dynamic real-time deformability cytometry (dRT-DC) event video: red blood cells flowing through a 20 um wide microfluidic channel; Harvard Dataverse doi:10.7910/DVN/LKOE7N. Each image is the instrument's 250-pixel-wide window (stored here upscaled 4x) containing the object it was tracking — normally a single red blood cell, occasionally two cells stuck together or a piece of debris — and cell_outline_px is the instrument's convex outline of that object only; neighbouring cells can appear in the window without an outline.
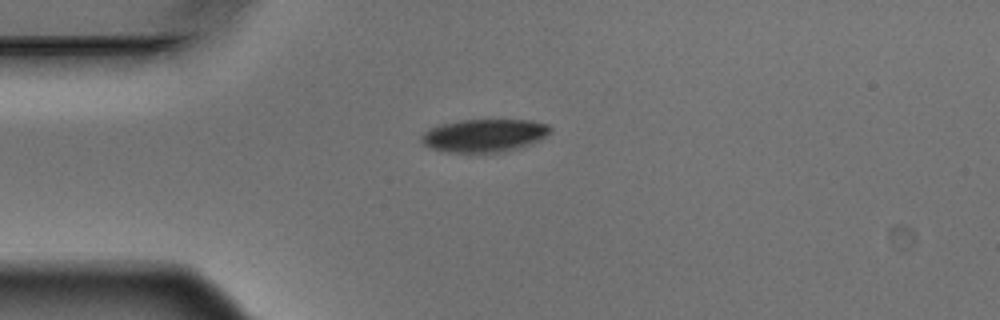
{"species": "Egyptian fruit bat (a non-hibernating species)", "species_latin": "Rousettus aegyptiacus", "temperature_condition": "warm", "stored_images_in_passage": 2, "camera_frame_rate_fps": 3000, "um_per_image_px": 0.085, "animal": {"sex": "male"}, "frame": {"image": 1, "passage_image": 1, "time_ms": 0.0, "image_size_px": [1000, 320], "cell_outline_px": [[552, 132], [540, 140], [516, 148], [500, 152], [448, 152], [432, 148], [424, 144], [420, 140], [420, 136], [428, 128], [440, 124], [460, 120], [532, 120], [548, 124], [552, 128]], "centroid_in_image_um": [41.16, 11.5], "position_along_channel_um": 43.8, "area_um2": 24.74}}